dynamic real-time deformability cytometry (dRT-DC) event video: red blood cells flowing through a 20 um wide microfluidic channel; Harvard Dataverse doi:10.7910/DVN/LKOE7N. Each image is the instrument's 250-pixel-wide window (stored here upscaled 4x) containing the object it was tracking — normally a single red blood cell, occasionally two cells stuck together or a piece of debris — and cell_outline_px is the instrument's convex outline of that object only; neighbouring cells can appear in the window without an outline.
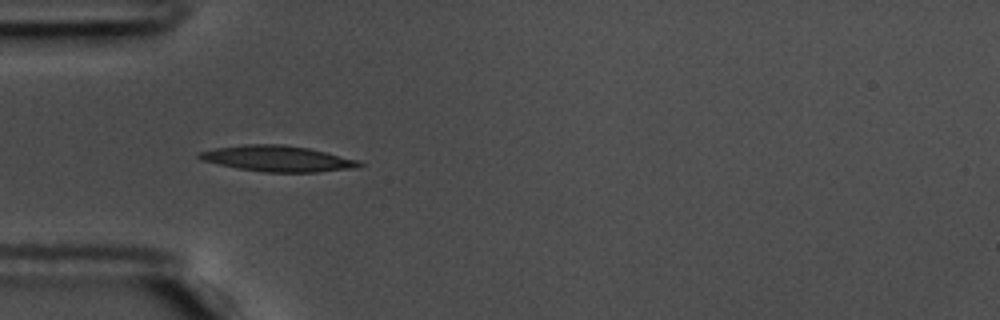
{"species": "common noctule bat (a hibernating species)", "species_latin": "Nyctalus noctula", "temperature_condition": "warm", "stored_images_in_passage": 56, "camera_frame_rate_fps": 3000, "um_per_image_px": 0.085, "animal": {"sex": "male", "body_mass_g": 17.5, "forearm_length_mm": 52.3}, "frame": {"image": 1, "passage_image": 17, "time_ms": 5.333, "image_size_px": [1000, 320], "cell_outline_px": [[364, 164], [356, 168], [316, 172], [264, 172], [240, 168], [200, 160], [196, 156], [196, 152], [216, 148], [244, 144], [280, 144], [308, 148], [360, 160]], "centroid_in_image_um": [23.59, 13.48], "position_along_channel_um": 61.4, "area_um2": 24.04}}
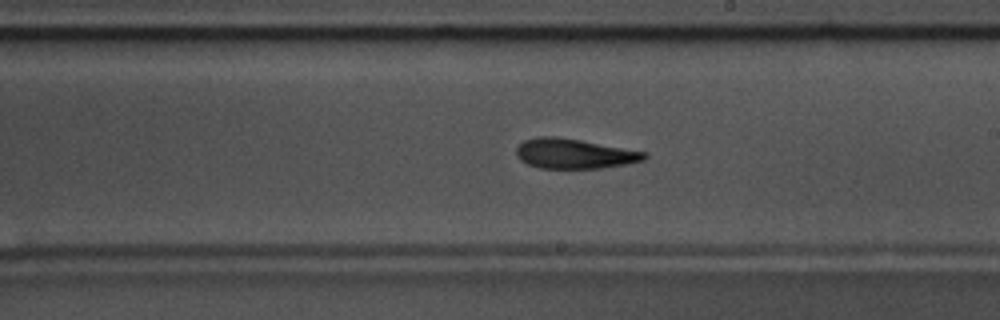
{"frame": {"image": 2, "passage_image": 32, "time_ms": 10.333, "image_size_px": [1000, 320], "cell_outline_px": [[648, 156], [644, 160], [628, 164], [604, 168], [540, 168], [528, 164], [520, 160], [516, 156], [516, 148], [524, 140], [540, 136], [556, 136], [580, 140], [648, 152]], "centroid_in_image_um": [48.83, 13.06], "position_along_channel_um": 240.2, "area_um2": 22.43}, "authors_computed_cell_mechanics": {"area_um2": 22.0507, "velocity_mm_per_s": 3.6354, "shape_relaxation_time_tau1_ms": 5.2706, "shape_relaxation_time_tau2_ms": 6.6285, "deformation_change_tau1": 0.1561, "deformation_change_tau2": 0.1974}}